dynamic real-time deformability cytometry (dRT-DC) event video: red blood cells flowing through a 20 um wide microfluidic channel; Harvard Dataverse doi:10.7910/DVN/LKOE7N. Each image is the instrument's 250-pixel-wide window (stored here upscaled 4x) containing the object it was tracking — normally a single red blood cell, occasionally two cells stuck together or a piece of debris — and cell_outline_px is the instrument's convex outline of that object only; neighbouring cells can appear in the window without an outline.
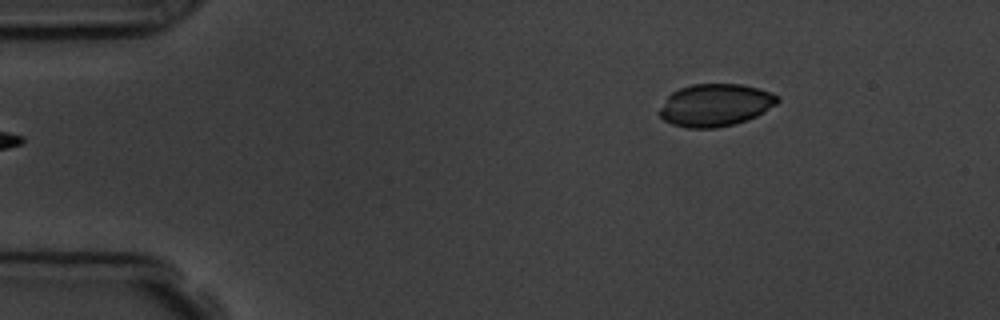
{"species": "common noctule bat (a hibernating species)", "species_latin": "Nyctalus noctula", "temperature_condition": "room temperature", "stored_images_in_passage": 5, "segment_of_instrument_passage": [2, 2], "camera_frame_rate_fps": 3000, "um_per_image_px": 0.085, "animal": {"sex": "male", "body_mass_g": 19.5, "forearm_length_mm": 54.6}, "frame": {"image": 1, "passage_image": 5, "time_ms": 5.333, "image_size_px": [1000, 320], "cell_outline_px": [[780, 100], [776, 104], [764, 112], [748, 120], [736, 124], [716, 128], [688, 128], [672, 124], [664, 120], [656, 112], [668, 96], [672, 92], [680, 88], [692, 84], [740, 84], [772, 92], [780, 96]], "centroid_in_image_um": [60.8, 8.94], "position_along_channel_um": 24.2, "area_um2": 29.42}}